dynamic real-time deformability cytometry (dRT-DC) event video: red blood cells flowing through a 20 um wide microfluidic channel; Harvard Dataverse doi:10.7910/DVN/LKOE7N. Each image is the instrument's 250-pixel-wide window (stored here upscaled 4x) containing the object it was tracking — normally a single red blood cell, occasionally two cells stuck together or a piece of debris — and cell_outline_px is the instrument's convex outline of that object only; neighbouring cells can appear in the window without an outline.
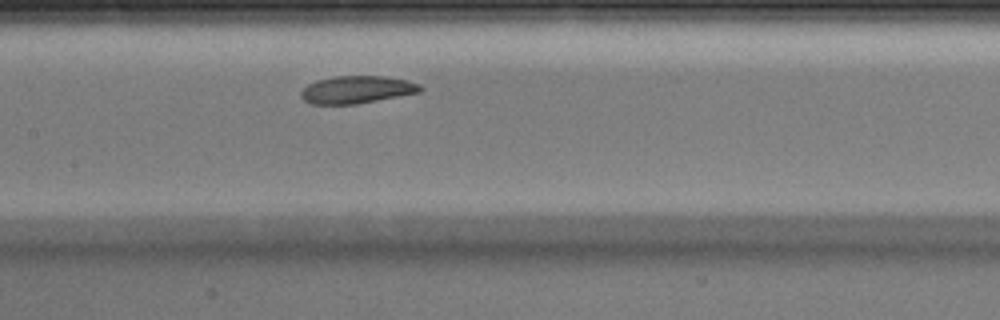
{"species": "Egyptian fruit bat (a non-hibernating species)", "species_latin": "Rousettus aegyptiacus", "temperature_condition": "warm", "stored_images_in_passage": 15, "camera_frame_rate_fps": 3000, "um_per_image_px": 0.085, "animal": {"sex": "male"}, "frame": {"image": 1, "passage_image": 11, "time_ms": 3.333, "image_size_px": [1000, 320], "cell_outline_px": [[424, 88], [420, 92], [356, 104], [312, 104], [304, 100], [300, 96], [300, 92], [308, 84], [316, 80], [336, 76], [384, 76], [404, 80], [420, 84]], "centroid_in_image_um": [30.31, 7.62], "position_along_channel_um": 177.1, "area_um2": 19.02}}
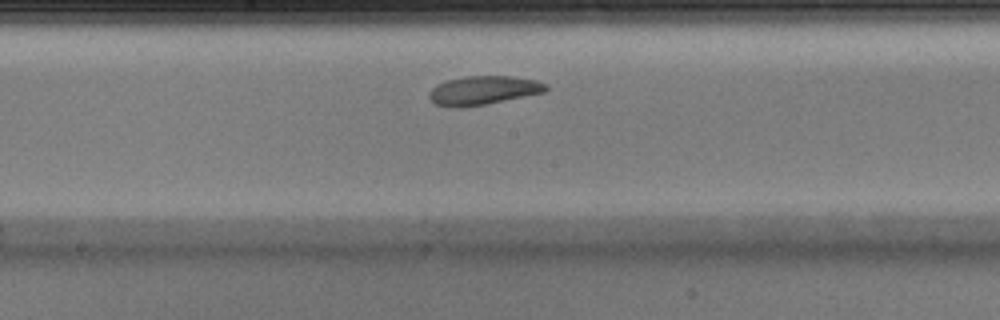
{"frame": {"image": 2, "passage_image": 13, "time_ms": 4.0, "image_size_px": [1000, 320], "cell_outline_px": [[548, 88], [544, 92], [488, 104], [460, 108], [448, 108], [436, 104], [428, 96], [428, 92], [436, 84], [444, 80], [464, 76], [512, 76], [536, 80], [544, 84]], "centroid_in_image_um": [41.01, 7.69], "position_along_channel_um": 207.2, "area_um2": 19.83}}